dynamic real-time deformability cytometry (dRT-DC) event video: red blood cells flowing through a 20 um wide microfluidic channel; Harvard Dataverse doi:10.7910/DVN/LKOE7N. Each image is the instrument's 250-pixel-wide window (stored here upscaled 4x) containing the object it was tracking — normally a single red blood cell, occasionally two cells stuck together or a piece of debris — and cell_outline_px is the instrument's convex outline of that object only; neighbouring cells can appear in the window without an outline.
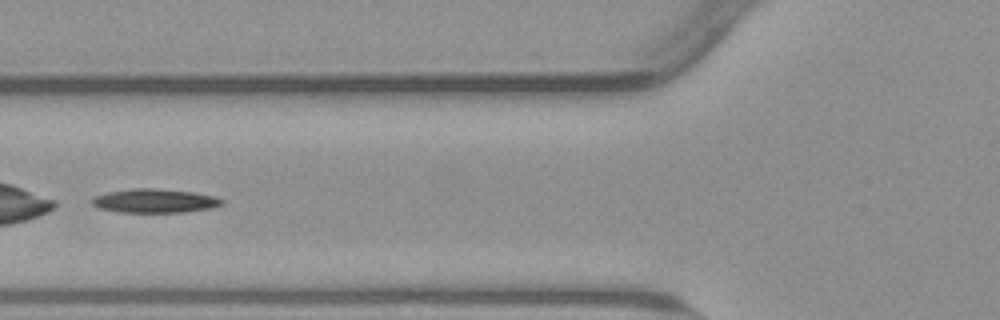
{"species": "common noctule bat (a hibernating species)", "species_latin": "Nyctalus noctula", "temperature_condition": "warm", "stored_images_in_passage": 50, "camera_frame_rate_fps": 3000, "um_per_image_px": 0.085, "animal": {"sex": "male", "body_mass_g": 23.1, "forearm_length_mm": 52.7}, "frame": {"image": 1, "passage_image": 18, "time_ms": 5.667, "image_size_px": [1000, 320], "cell_outline_px": [[224, 204], [212, 208], [184, 212], [116, 212], [96, 208], [92, 204], [92, 200], [96, 196], [108, 192], [132, 188], [152, 188], [192, 192], [212, 196], [224, 200]], "centroid_in_image_um": [13.13, 17.08], "position_along_channel_um": 112.7, "area_um2": 18.03}}
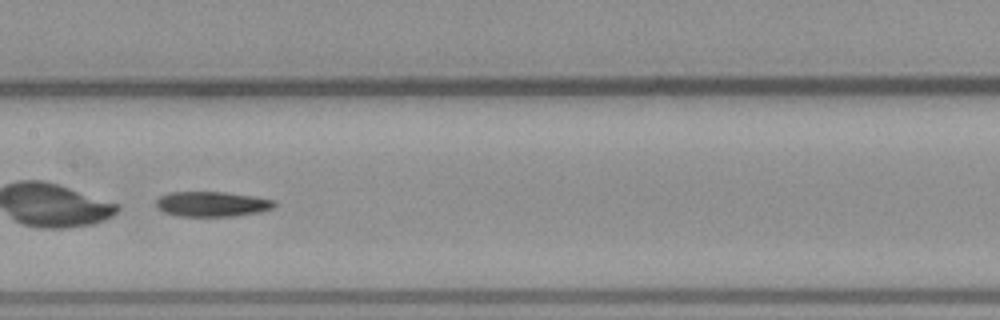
{"frame": {"image": 2, "passage_image": 24, "time_ms": 7.667, "image_size_px": [1000, 320], "cell_outline_px": [[276, 204], [272, 208], [260, 212], [236, 216], [176, 216], [164, 212], [156, 208], [156, 200], [160, 196], [168, 192], [224, 192], [252, 196], [276, 200]], "centroid_in_image_um": [18.0, 17.35], "position_along_channel_um": 189.4, "area_um2": 17.4}}
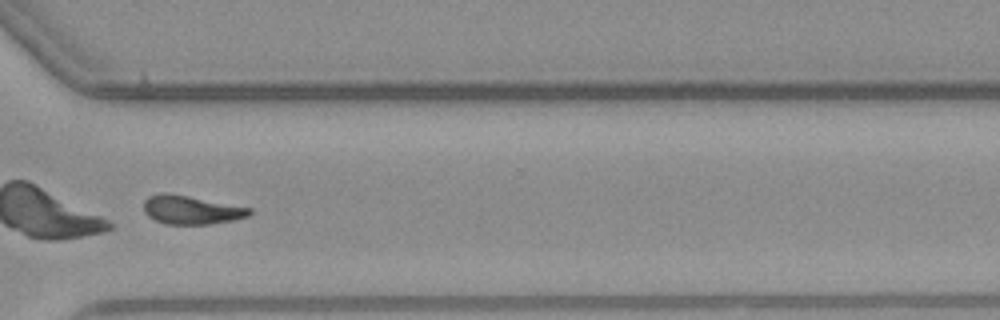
{"frame": {"image": 3, "passage_image": 37, "time_ms": 12.0, "image_size_px": [1000, 320], "cell_outline_px": [[252, 212], [248, 216], [232, 220], [212, 224], [164, 224], [148, 216], [144, 212], [144, 200], [148, 196], [160, 192], [168, 192], [252, 208]], "centroid_in_image_um": [16.23, 17.83], "position_along_channel_um": 354.4, "area_um2": 17.74}}